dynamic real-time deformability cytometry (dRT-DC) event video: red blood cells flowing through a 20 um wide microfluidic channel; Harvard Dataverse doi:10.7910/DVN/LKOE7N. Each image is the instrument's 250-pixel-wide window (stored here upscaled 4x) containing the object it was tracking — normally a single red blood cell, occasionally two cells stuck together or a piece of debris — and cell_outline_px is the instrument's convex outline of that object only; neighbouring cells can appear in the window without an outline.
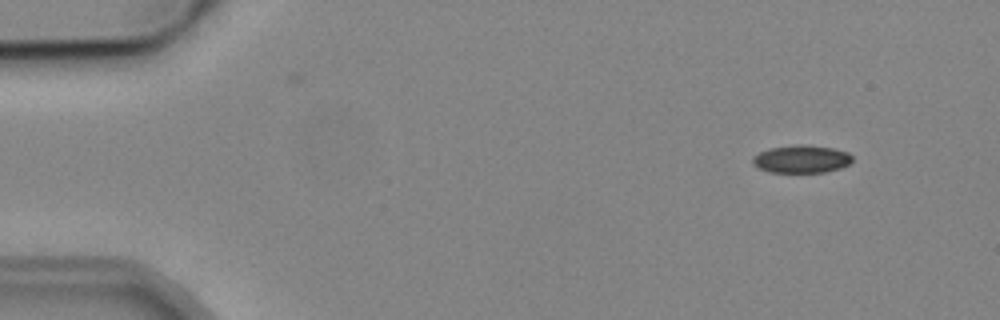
{"species": "common noctule bat (a hibernating species)", "species_latin": "Nyctalus noctula", "temperature_condition": "cold", "stored_images_in_passage": 5, "camera_frame_rate_fps": 3000, "um_per_image_px": 0.085, "animal": {"sex": "male", "body_mass_g": 19.2, "forearm_length_mm": 51.8}, "frame": {"image": 1, "passage_image": 1, "time_ms": 0.0, "image_size_px": [1000, 320], "cell_outline_px": [[852, 160], [848, 164], [840, 168], [824, 172], [768, 172], [752, 164], [752, 156], [768, 148], [796, 144], [800, 144], [832, 148], [848, 152], [852, 156]], "centroid_in_image_um": [68.09, 13.51], "position_along_channel_um": 16.9, "area_um2": 16.13}}
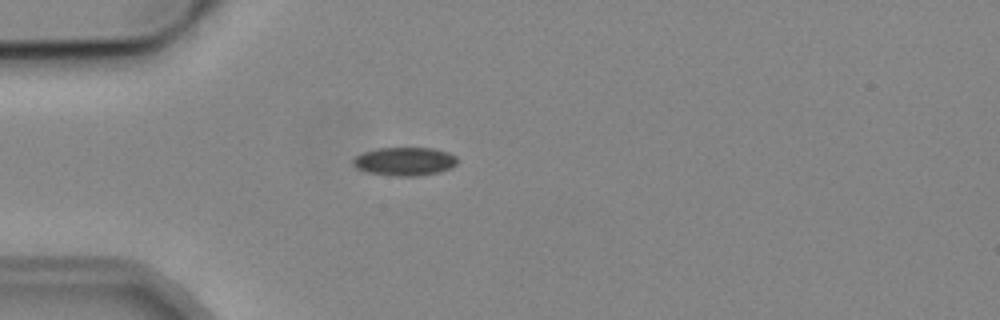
{"frame": {"image": 2, "passage_image": 4, "time_ms": 3.333, "image_size_px": [1000, 320], "cell_outline_px": [[456, 164], [452, 168], [440, 172], [416, 176], [392, 176], [368, 172], [356, 168], [352, 164], [352, 160], [356, 156], [364, 152], [380, 148], [432, 148], [448, 152], [456, 156]], "centroid_in_image_um": [34.4, 13.72], "position_along_channel_um": 50.6, "area_um2": 17.28}}